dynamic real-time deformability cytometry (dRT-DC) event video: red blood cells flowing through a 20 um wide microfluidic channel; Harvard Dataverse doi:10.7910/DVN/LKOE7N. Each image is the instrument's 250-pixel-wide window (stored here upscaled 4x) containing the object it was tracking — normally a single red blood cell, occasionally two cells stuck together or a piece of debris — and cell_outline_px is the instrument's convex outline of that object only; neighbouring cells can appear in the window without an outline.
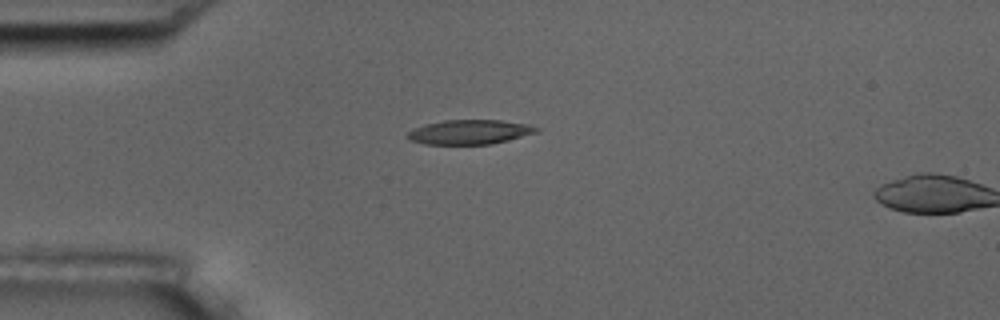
{"species": "common noctule bat (a hibernating species)", "species_latin": "Nyctalus noctula", "temperature_condition": "room temperature", "stored_images_in_passage": 2, "camera_frame_rate_fps": 3000, "um_per_image_px": 0.085, "animal": {"sex": "male", "body_mass_g": 17.5, "forearm_length_mm": 52.3}, "frame": {"image": 1, "passage_image": 1, "time_ms": 0.0, "image_size_px": [1000, 320], "cell_outline_px": [[540, 132], [492, 144], [424, 144], [408, 140], [404, 136], [412, 128], [424, 124], [444, 120], [500, 120], [528, 124], [540, 128]], "centroid_in_image_um": [39.89, 11.22], "position_along_channel_um": 45.1, "area_um2": 18.67}}